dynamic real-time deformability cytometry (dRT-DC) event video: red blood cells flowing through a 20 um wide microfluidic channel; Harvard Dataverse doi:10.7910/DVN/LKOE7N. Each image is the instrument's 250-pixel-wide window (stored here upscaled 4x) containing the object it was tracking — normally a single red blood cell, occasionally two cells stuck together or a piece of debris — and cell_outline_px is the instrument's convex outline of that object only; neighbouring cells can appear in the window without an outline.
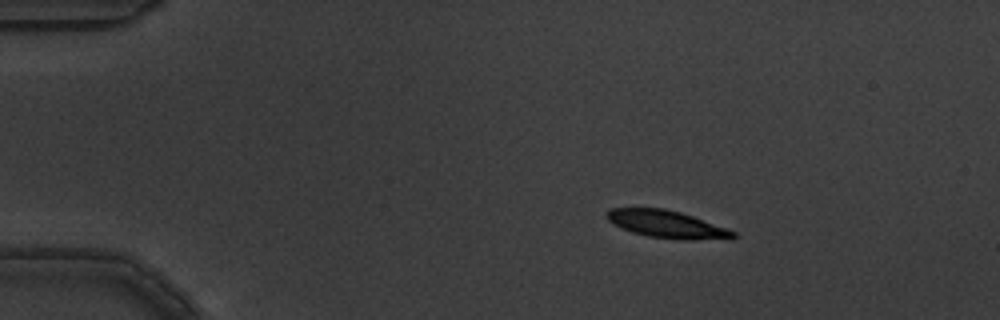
{"species": "common noctule bat (a hibernating species)", "species_latin": "Nyctalus noctula", "temperature_condition": "warm", "stored_images_in_passage": 3, "camera_frame_rate_fps": 3000, "um_per_image_px": 0.085, "animal": {"sex": "male", "body_mass_g": 19.5, "forearm_length_mm": 54.6}, "frame": {"image": 1, "passage_image": 1, "time_ms": 0.0, "image_size_px": [1000, 320], "cell_outline_px": [[736, 236], [732, 240], [680, 240], [648, 236], [632, 232], [612, 224], [604, 216], [608, 208], [664, 208], [680, 212], [728, 228], [736, 232]], "centroid_in_image_um": [56.72, 19.08], "position_along_channel_um": 28.3, "area_um2": 20.63}}